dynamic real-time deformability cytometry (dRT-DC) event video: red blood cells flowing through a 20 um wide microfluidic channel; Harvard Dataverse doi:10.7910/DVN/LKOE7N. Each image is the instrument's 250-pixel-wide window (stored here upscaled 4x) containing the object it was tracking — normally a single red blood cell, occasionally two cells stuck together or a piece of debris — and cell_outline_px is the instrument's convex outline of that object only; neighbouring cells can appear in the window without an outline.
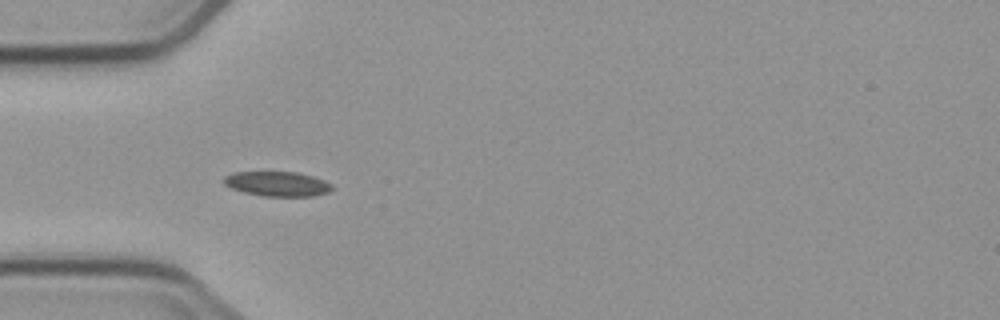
{"species": "common noctule bat (a hibernating species)", "species_latin": "Nyctalus noctula", "temperature_condition": "cold", "stored_images_in_passage": 5, "camera_frame_rate_fps": 3000, "um_per_image_px": 0.085, "animal": {"sex": "male", "body_mass_g": 23.1, "forearm_length_mm": 52.7}, "frame": {"image": 1, "passage_image": 4, "time_ms": 3.667, "image_size_px": [1000, 320], "cell_outline_px": [[332, 188], [328, 192], [312, 196], [264, 196], [244, 192], [232, 188], [224, 184], [224, 176], [232, 172], [296, 172], [312, 176], [324, 180], [332, 184]], "centroid_in_image_um": [23.56, 15.62], "position_along_channel_um": 61.4, "area_um2": 15.49}}
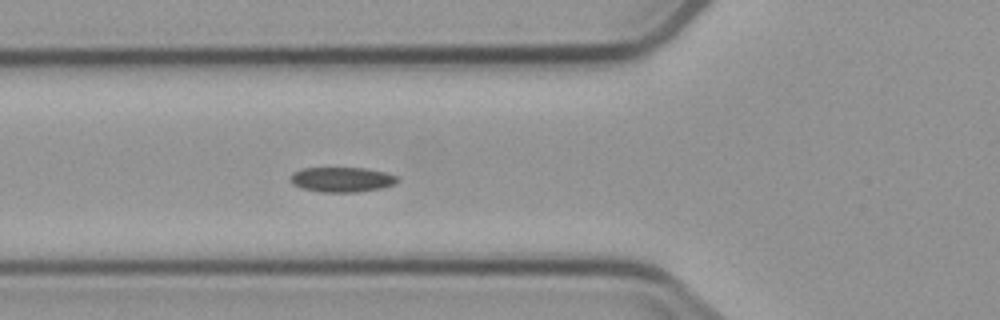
{"frame": {"image": 2, "passage_image": 5, "time_ms": 4.667, "image_size_px": [1000, 320], "cell_outline_px": [[400, 180], [392, 184], [380, 188], [356, 192], [320, 192], [300, 188], [292, 184], [288, 180], [292, 172], [300, 168], [364, 168], [384, 172], [396, 176]], "centroid_in_image_um": [28.97, 15.26], "position_along_channel_um": 96.8, "area_um2": 15.61}}